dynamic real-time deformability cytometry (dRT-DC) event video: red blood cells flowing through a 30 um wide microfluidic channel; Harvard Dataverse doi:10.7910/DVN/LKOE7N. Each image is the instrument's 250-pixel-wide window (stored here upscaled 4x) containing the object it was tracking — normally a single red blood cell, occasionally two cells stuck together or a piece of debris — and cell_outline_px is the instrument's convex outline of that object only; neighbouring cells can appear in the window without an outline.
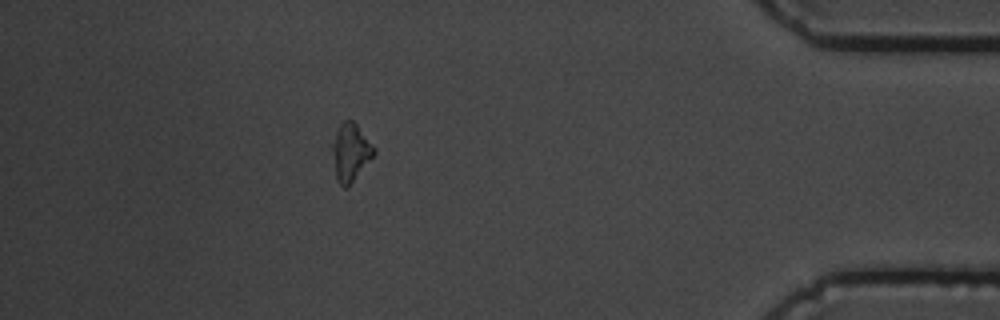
{"species": "common noctule bat (a hibernating species)", "species_latin": "Nyctalus noctula", "temperature_condition": "cold", "stored_images_in_passage": 16, "segment_of_instrument_passage": [2, 2], "camera_frame_rate_fps": 3000, "um_per_image_px": 0.085, "animal": {"sex": "male", "body_mass_g": 19.5, "forearm_length_mm": 54.6}, "frame": {"image": 1, "passage_image": 16, "time_ms": 18.333, "image_size_px": [1000, 320], "cell_outline_px": [[376, 152], [348, 188], [344, 188], [336, 180], [332, 152], [332, 144], [336, 132], [340, 124], [344, 120], [352, 120], [356, 124], [376, 148]], "centroid_in_image_um": [29.8, 12.96], "position_along_channel_um": 405.4, "area_um2": 13.93}}